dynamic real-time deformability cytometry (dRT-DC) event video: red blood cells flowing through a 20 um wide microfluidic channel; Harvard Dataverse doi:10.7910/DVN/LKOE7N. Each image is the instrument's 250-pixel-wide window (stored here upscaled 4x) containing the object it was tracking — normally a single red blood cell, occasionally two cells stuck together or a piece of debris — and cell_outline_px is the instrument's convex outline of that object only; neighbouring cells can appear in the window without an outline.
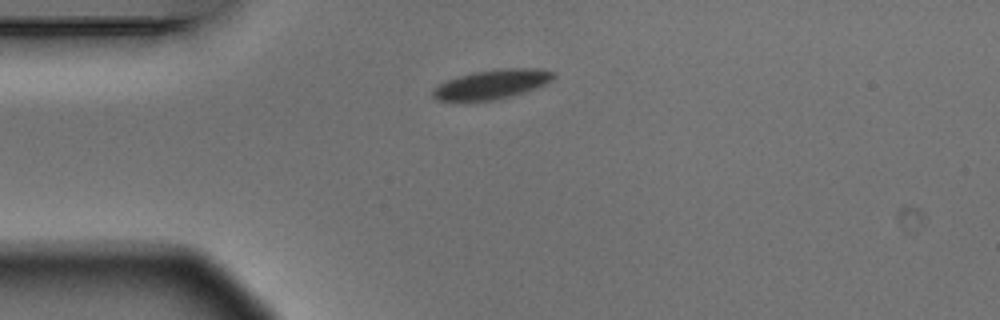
{"species": "Egyptian fruit bat (a non-hibernating species)", "species_latin": "Rousettus aegyptiacus", "temperature_condition": "warm", "stored_images_in_passage": 4, "camera_frame_rate_fps": 3000, "um_per_image_px": 0.085, "animal": {"sex": "male"}, "frame": {"image": 1, "passage_image": 1, "time_ms": 0.0, "image_size_px": [1000, 320], "cell_outline_px": [[556, 76], [552, 80], [544, 84], [524, 92], [496, 100], [468, 104], [456, 104], [436, 100], [432, 96], [432, 88], [448, 80], [460, 76], [476, 72], [504, 68], [536, 68], [556, 72]], "centroid_in_image_um": [41.72, 7.23], "position_along_channel_um": 43.3, "area_um2": 21.33}}
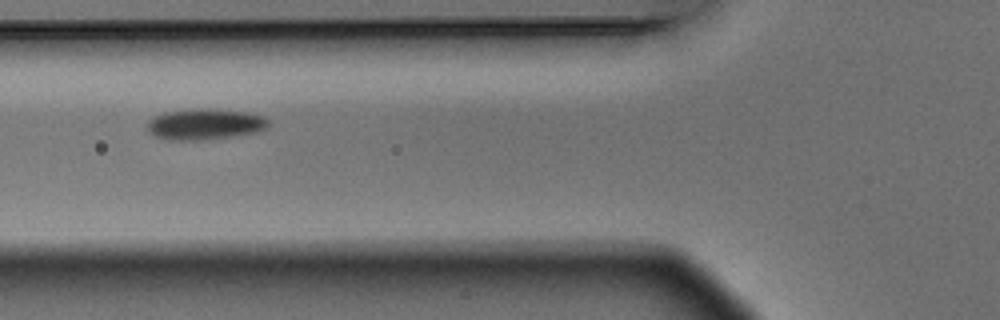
{"frame": {"image": 2, "passage_image": 3, "time_ms": 0.667, "image_size_px": [1000, 320], "cell_outline_px": [[268, 124], [264, 128], [256, 132], [200, 140], [168, 140], [152, 136], [148, 132], [148, 120], [164, 112], [200, 108], [208, 108], [248, 112], [264, 116], [268, 120]], "centroid_in_image_um": [17.37, 10.55], "position_along_channel_um": 108.4, "area_um2": 21.73}}
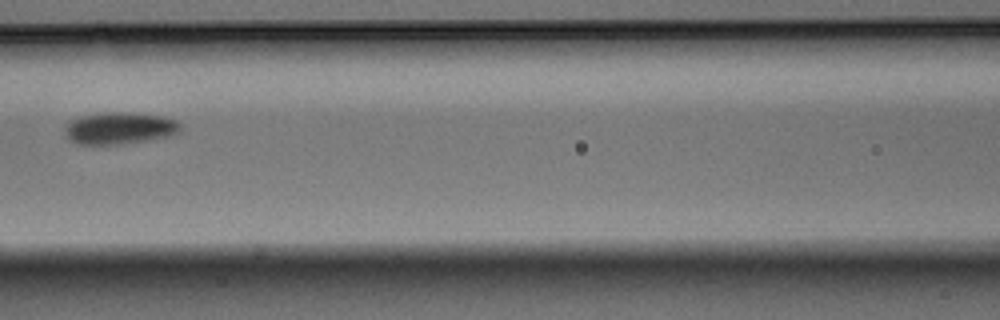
{"frame": {"image": 3, "passage_image": 4, "time_ms": 1.0, "image_size_px": [1000, 320], "cell_outline_px": [[180, 132], [172, 136], [120, 144], [76, 144], [68, 140], [68, 124], [72, 120], [80, 116], [104, 112], [128, 112], [160, 116], [176, 120], [180, 124]], "centroid_in_image_um": [10.21, 10.89], "position_along_channel_um": 156.4, "area_um2": 21.27}}